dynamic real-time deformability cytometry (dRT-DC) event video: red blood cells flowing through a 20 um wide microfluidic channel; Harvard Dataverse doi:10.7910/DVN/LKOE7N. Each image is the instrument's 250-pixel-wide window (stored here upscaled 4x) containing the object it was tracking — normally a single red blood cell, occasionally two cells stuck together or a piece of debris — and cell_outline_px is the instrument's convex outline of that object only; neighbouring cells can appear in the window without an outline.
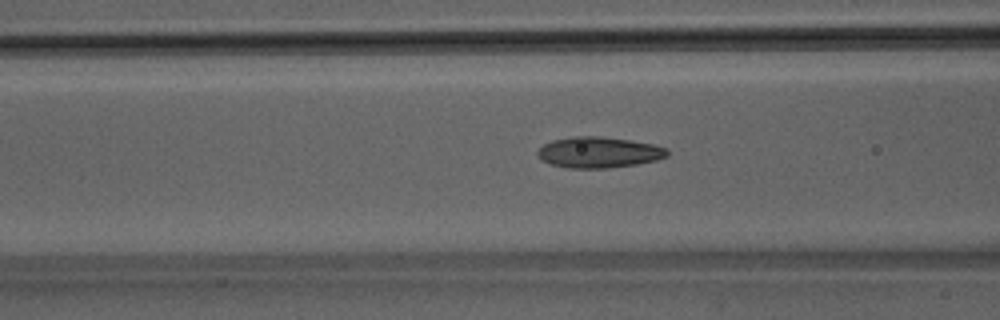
{"species": "Egyptian fruit bat (a non-hibernating species)", "species_latin": "Rousettus aegyptiacus", "temperature_condition": "room temperature", "stored_images_in_passage": 50, "camera_frame_rate_fps": 3000, "um_per_image_px": 0.085, "animal": {"sex": "male"}, "frame": {"image": 1, "passage_image": 20, "time_ms": 6.333, "image_size_px": [1000, 320], "cell_outline_px": [[668, 156], [656, 160], [636, 164], [608, 168], [568, 168], [552, 164], [540, 160], [536, 152], [544, 144], [552, 140], [576, 136], [600, 136], [632, 140], [652, 144], [668, 148]], "centroid_in_image_um": [50.9, 12.94], "position_along_channel_um": 115.7, "area_um2": 23.41}}
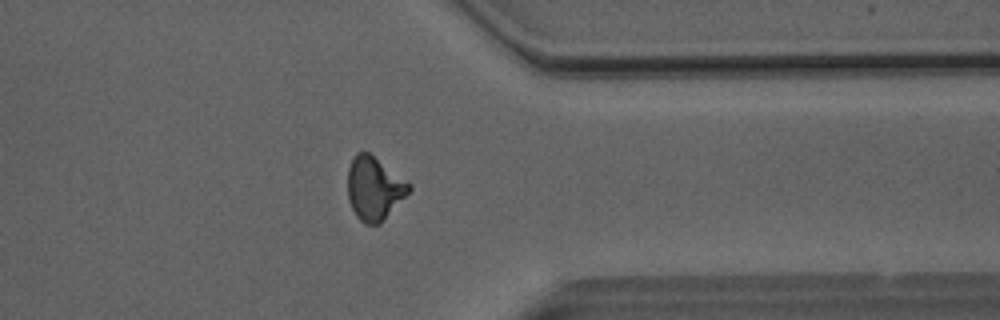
{"frame": {"image": 2, "passage_image": 40, "time_ms": 13.0, "image_size_px": [1000, 320], "cell_outline_px": [[412, 188], [380, 224], [364, 224], [356, 216], [348, 200], [348, 168], [356, 152], [368, 152], [412, 184]], "centroid_in_image_um": [31.8, 16.02], "position_along_channel_um": 379.6, "area_um2": 22.43}}
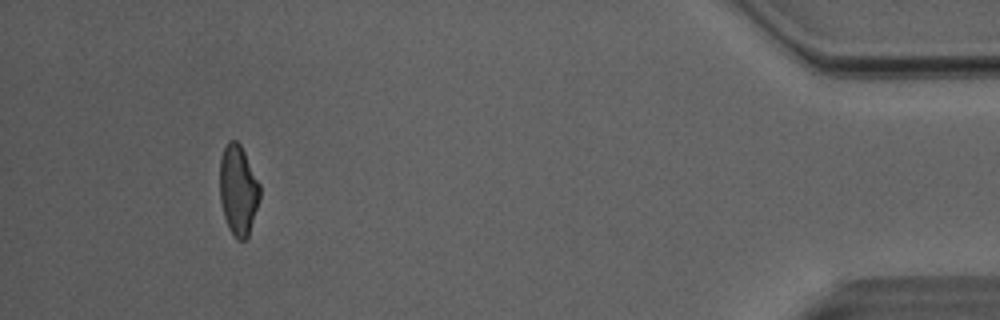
{"frame": {"image": 3, "passage_image": 47, "time_ms": 15.333, "image_size_px": [1000, 320], "cell_outline_px": [[260, 200], [248, 236], [244, 240], [236, 240], [228, 228], [224, 216], [220, 200], [220, 156], [228, 140], [236, 140], [240, 144], [260, 184]], "centroid_in_image_um": [20.24, 16.17], "position_along_channel_um": 415.0, "area_um2": 21.15}, "authors_computed_cell_mechanics": {"area_um2": 22.3975, "velocity_mm_per_s": 4.064, "shape_relaxation_time_tau1_ms": 6.9586, "shape_relaxation_time_tau2_ms": 1.6925, "deformation_change_tau1": 0.1952, "deformation_change_tau2": 0.0966}}